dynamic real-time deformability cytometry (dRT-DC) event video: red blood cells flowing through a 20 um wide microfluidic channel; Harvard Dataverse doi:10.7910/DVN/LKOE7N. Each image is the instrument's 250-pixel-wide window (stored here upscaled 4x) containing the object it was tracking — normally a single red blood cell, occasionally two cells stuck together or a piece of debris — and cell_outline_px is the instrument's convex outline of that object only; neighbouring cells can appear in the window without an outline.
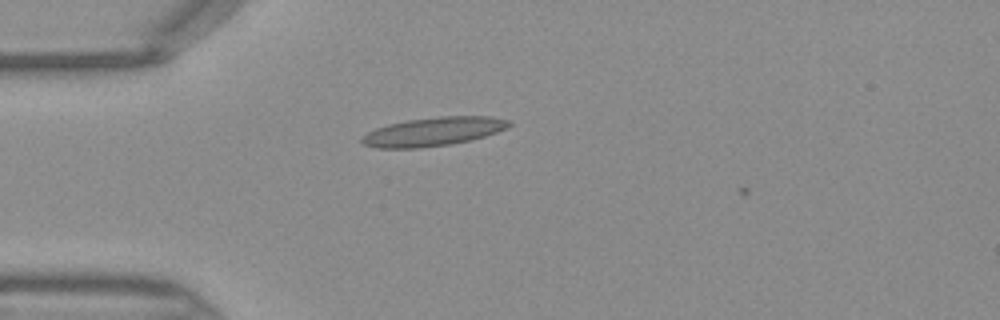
{"species": "Egyptian fruit bat (a non-hibernating species)", "species_latin": "Rousettus aegyptiacus", "temperature_condition": "warm", "stored_images_in_passage": 3, "camera_frame_rate_fps": 3000, "um_per_image_px": 0.085, "frame": {"image": 1, "passage_image": 2, "time_ms": 0.333, "image_size_px": [1000, 320], "cell_outline_px": [[512, 124], [508, 128], [484, 136], [452, 144], [416, 148], [376, 148], [364, 144], [360, 140], [360, 136], [376, 128], [388, 124], [408, 120], [440, 116], [492, 116], [512, 120]], "centroid_in_image_um": [36.85, 11.18], "position_along_channel_um": 48.2, "area_um2": 24.68}}